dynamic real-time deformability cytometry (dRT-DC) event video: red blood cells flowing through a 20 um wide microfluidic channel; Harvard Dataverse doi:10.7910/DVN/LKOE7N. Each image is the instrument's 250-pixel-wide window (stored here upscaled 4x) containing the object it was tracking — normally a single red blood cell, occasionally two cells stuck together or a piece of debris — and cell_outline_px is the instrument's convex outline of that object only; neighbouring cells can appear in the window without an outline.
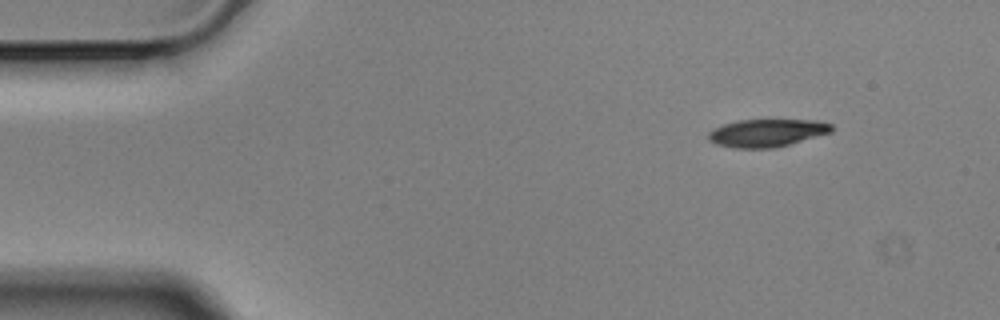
{"species": "Egyptian fruit bat (a non-hibernating species)", "species_latin": "Rousettus aegyptiacus", "temperature_condition": "cold", "stored_images_in_passage": 3, "camera_frame_rate_fps": 3000, "um_per_image_px": 0.085, "animal": {"sex": "male"}, "frame": {"image": 1, "passage_image": 1, "time_ms": 0.0, "image_size_px": [1000, 320], "cell_outline_px": [[832, 132], [788, 144], [772, 148], [736, 148], [716, 144], [708, 140], [708, 132], [724, 124], [736, 120], [816, 120], [832, 124]], "centroid_in_image_um": [65.17, 11.29], "position_along_channel_um": 19.8, "area_um2": 19.71}}